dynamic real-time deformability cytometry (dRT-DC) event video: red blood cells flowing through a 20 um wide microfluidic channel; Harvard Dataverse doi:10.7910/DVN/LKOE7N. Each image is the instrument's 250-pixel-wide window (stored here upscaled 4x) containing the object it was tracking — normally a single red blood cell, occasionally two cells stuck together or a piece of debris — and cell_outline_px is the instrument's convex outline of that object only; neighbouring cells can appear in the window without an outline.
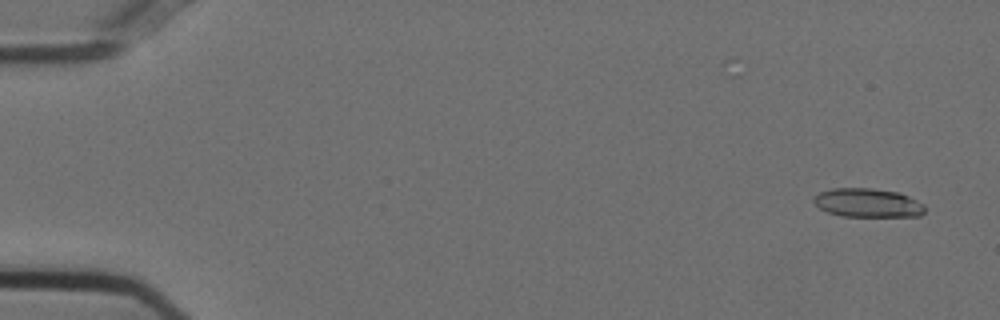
{"species": "Egyptian fruit bat (a non-hibernating species)", "species_latin": "Rousettus aegyptiacus", "temperature_condition": "cold", "stored_images_in_passage": 8, "camera_frame_rate_fps": 3000, "um_per_image_px": 0.085, "animal": {"sex": "female"}, "frame": {"image": 1, "passage_image": 1, "time_ms": 0.0, "image_size_px": [1000, 320], "cell_outline_px": [[924, 212], [920, 216], [840, 216], [828, 212], [820, 208], [812, 200], [812, 196], [820, 192], [832, 188], [872, 188], [900, 192], [924, 204]], "centroid_in_image_um": [73.74, 17.23], "position_along_channel_um": 11.3, "area_um2": 18.73}}